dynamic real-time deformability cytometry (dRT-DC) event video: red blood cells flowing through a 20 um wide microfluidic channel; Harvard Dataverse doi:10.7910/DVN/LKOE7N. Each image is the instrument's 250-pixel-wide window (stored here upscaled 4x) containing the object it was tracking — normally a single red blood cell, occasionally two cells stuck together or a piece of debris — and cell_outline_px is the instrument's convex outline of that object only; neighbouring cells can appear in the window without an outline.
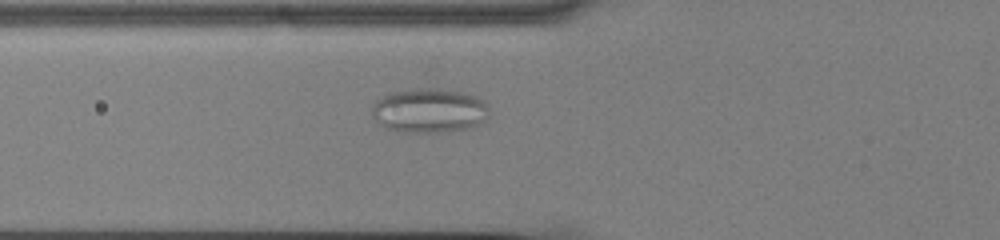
{"species": "common noctule bat (a hibernating species)", "species_latin": "Nyctalus noctula", "temperature_condition": "cold", "stored_images_in_passage": 47, "camera_frame_rate_fps": 3000, "um_per_image_px": 0.085, "animal": {"sex": "male", "body_mass_g": 13.0, "forearm_length_mm": 53.1}, "frame": {"image": 1, "passage_image": 12, "time_ms": 3.667, "image_size_px": [1000, 240], "cell_outline_px": [[488, 116], [484, 120], [476, 124], [464, 128], [440, 132], [400, 132], [388, 128], [380, 124], [372, 116], [372, 108], [376, 100], [380, 96], [388, 92], [412, 88], [440, 88], [460, 92], [476, 96], [484, 100], [488, 108]], "centroid_in_image_um": [36.43, 9.37], "position_along_channel_um": 89.4, "area_um2": 30.35}}
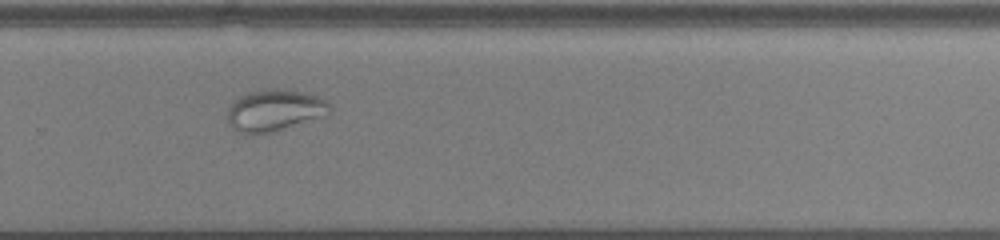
{"frame": {"image": 2, "passage_image": 30, "time_ms": 9.667, "image_size_px": [1000, 240], "cell_outline_px": [[332, 112], [328, 116], [276, 132], [256, 136], [252, 136], [240, 132], [232, 128], [228, 120], [228, 108], [232, 100], [248, 92], [304, 92], [320, 96], [332, 108]], "centroid_in_image_um": [23.37, 9.47], "position_along_channel_um": 306.4, "area_um2": 24.85}}
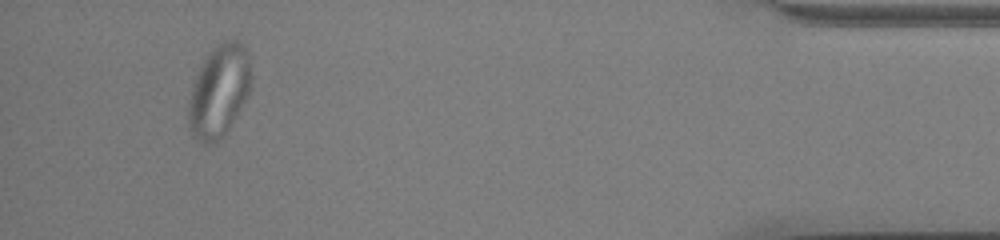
{"frame": {"image": 3, "passage_image": 44, "time_ms": 14.333, "image_size_px": [1000, 240], "cell_outline_px": [[252, 88], [248, 96], [228, 132], [224, 136], [212, 144], [204, 144], [196, 140], [188, 128], [188, 108], [192, 84], [204, 60], [212, 48], [224, 40], [236, 40], [244, 44], [248, 48], [252, 76]], "centroid_in_image_um": [18.66, 7.75], "position_along_channel_um": 416.5, "area_um2": 34.45}}